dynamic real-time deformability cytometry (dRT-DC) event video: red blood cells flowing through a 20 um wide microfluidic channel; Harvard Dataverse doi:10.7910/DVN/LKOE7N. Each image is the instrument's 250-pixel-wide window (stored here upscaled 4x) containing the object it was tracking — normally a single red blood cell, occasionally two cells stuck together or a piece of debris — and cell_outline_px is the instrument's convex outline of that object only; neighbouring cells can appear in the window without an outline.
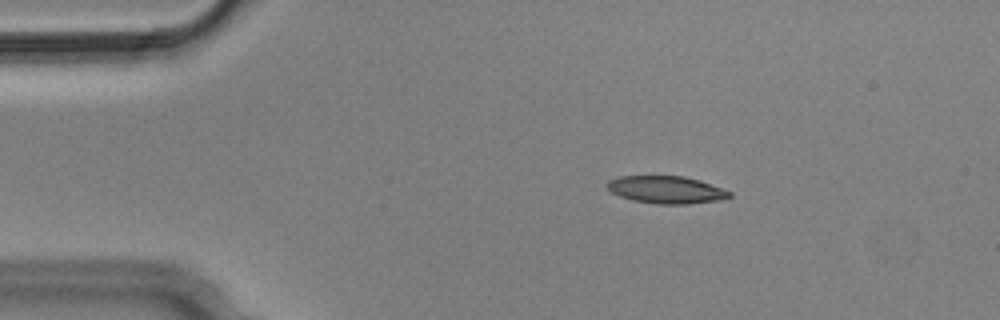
{"species": "Egyptian fruit bat (a non-hibernating species)", "species_latin": "Rousettus aegyptiacus", "temperature_condition": "cold", "stored_images_in_passage": 8, "camera_frame_rate_fps": 3000, "um_per_image_px": 0.085, "animal": {"sex": "male"}, "frame": {"image": 1, "passage_image": 3, "time_ms": 0.667, "image_size_px": [1000, 320], "cell_outline_px": [[732, 196], [720, 200], [684, 204], [656, 204], [632, 200], [620, 196], [612, 192], [604, 184], [608, 180], [620, 176], [684, 176], [700, 180], [732, 192]], "centroid_in_image_um": [56.62, 16.12], "position_along_channel_um": 28.4, "area_um2": 19.59}}
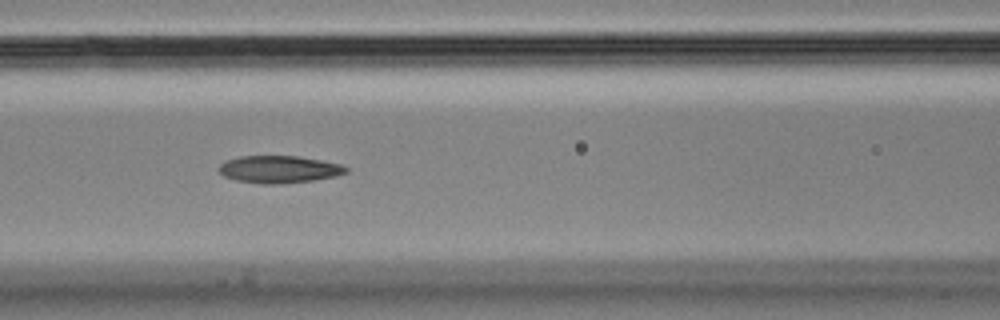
{"frame": {"image": 2, "passage_image": 7, "time_ms": 2.0, "image_size_px": [1000, 320], "cell_outline_px": [[348, 172], [336, 176], [312, 180], [280, 184], [264, 184], [236, 180], [224, 176], [216, 168], [220, 164], [228, 160], [240, 156], [300, 156], [340, 164], [348, 168]], "centroid_in_image_um": [23.71, 14.39], "position_along_channel_um": 142.9, "area_um2": 20.17}}
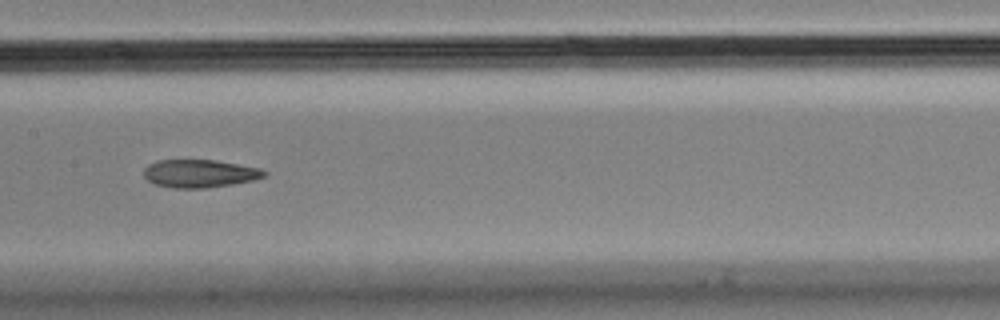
{"frame": {"image": 3, "passage_image": 8, "time_ms": 2.333, "image_size_px": [1000, 320], "cell_outline_px": [[268, 172], [264, 176], [252, 180], [232, 184], [208, 188], [172, 188], [156, 184], [148, 180], [144, 176], [144, 168], [148, 164], [156, 160], [216, 160], [260, 168]], "centroid_in_image_um": [16.95, 14.74], "position_along_channel_um": 190.4, "area_um2": 19.59}}